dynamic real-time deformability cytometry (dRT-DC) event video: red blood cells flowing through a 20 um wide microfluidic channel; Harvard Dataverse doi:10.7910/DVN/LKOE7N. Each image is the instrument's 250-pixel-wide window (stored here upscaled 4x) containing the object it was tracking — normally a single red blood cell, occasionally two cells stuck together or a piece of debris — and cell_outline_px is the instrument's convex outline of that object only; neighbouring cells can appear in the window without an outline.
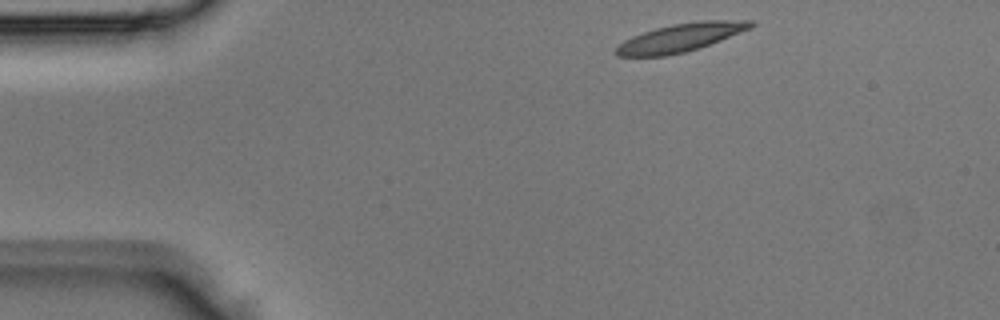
{"species": "Egyptian fruit bat (a non-hibernating species)", "species_latin": "Rousettus aegyptiacus", "temperature_condition": "room temperature", "stored_images_in_passage": 3, "camera_frame_rate_fps": 3000, "um_per_image_px": 0.085, "animal": {"sex": "male"}, "frame": {"image": 1, "passage_image": 1, "time_ms": 0.0, "image_size_px": [1000, 320], "cell_outline_px": [[756, 24], [752, 28], [720, 40], [684, 52], [668, 56], [616, 56], [612, 52], [624, 40], [632, 36], [656, 28], [672, 24], [704, 20], [752, 20]], "centroid_in_image_um": [57.84, 3.19], "position_along_channel_um": 27.2, "area_um2": 22.02}}
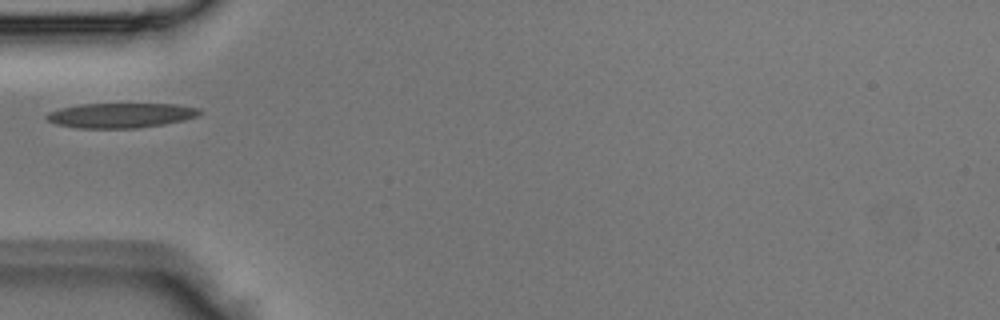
{"frame": {"image": 2, "passage_image": 3, "time_ms": 0.667, "image_size_px": [1000, 320], "cell_outline_px": [[200, 112], [196, 116], [184, 120], [164, 124], [136, 128], [76, 128], [56, 124], [48, 120], [44, 116], [48, 112], [60, 108], [80, 104], [176, 104], [200, 108]], "centroid_in_image_um": [10.23, 9.8], "position_along_channel_um": 74.8, "area_um2": 22.14}}